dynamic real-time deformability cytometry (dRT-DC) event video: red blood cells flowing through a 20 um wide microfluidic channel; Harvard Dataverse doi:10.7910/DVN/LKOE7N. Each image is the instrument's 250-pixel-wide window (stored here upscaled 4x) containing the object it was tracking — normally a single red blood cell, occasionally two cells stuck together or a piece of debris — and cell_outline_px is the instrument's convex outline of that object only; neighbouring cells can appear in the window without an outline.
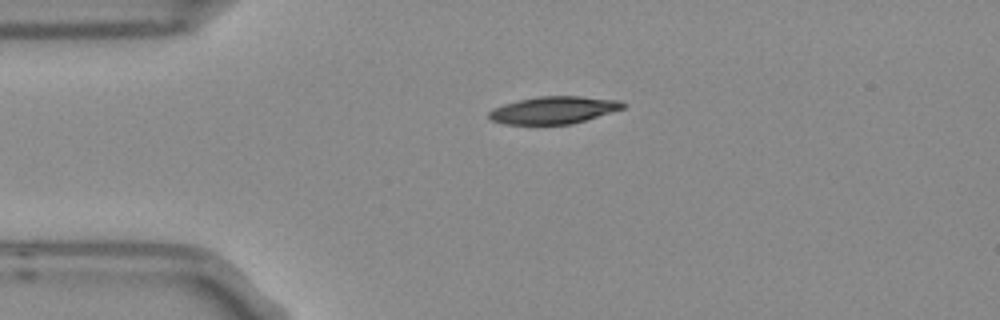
{"species": "Egyptian fruit bat (a non-hibernating species)", "species_latin": "Rousettus aegyptiacus", "temperature_condition": "room temperature", "stored_images_in_passage": 2, "camera_frame_rate_fps": 3000, "um_per_image_px": 0.085, "frame": {"image": 1, "passage_image": 2, "time_ms": 0.333, "image_size_px": [1000, 320], "cell_outline_px": [[628, 104], [624, 108], [612, 112], [572, 124], [504, 124], [492, 120], [488, 116], [488, 112], [492, 108], [516, 100], [536, 96], [580, 96], [620, 100]], "centroid_in_image_um": [47.07, 9.34], "position_along_channel_um": 37.9, "area_um2": 21.5}}